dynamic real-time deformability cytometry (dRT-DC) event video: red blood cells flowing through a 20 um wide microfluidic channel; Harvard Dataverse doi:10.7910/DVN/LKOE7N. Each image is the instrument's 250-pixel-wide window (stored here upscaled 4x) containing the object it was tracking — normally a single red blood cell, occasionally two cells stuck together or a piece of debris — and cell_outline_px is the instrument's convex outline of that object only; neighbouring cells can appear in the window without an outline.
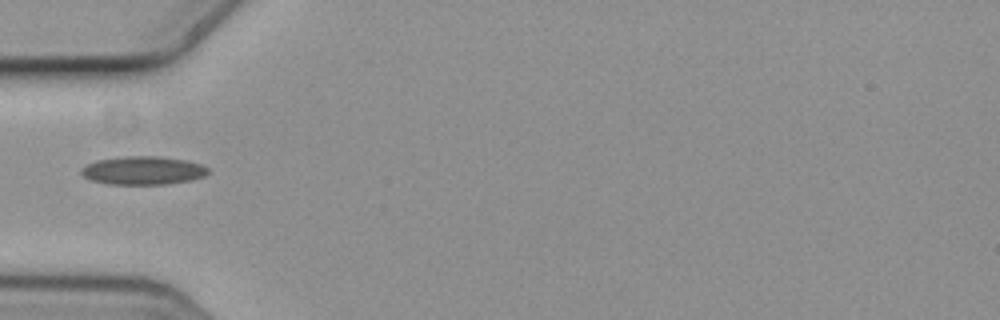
{"species": "common noctule bat (a hibernating species)", "species_latin": "Nyctalus noctula", "temperature_condition": "cold", "stored_images_in_passage": 1, "camera_frame_rate_fps": 3000, "um_per_image_px": 0.085, "animal": {"sex": "female", "body_mass_g": 19.3, "forearm_length_mm": 54.1}, "frame": {"image": 1, "passage_image": 1, "time_ms": 0.0, "image_size_px": [1000, 320], "cell_outline_px": [[208, 172], [204, 176], [192, 180], [168, 184], [108, 184], [92, 180], [84, 176], [80, 172], [80, 168], [96, 160], [124, 156], [160, 156], [188, 160], [200, 164], [208, 168]], "centroid_in_image_um": [12.17, 14.48], "position_along_channel_um": 72.8, "area_um2": 21.04}}